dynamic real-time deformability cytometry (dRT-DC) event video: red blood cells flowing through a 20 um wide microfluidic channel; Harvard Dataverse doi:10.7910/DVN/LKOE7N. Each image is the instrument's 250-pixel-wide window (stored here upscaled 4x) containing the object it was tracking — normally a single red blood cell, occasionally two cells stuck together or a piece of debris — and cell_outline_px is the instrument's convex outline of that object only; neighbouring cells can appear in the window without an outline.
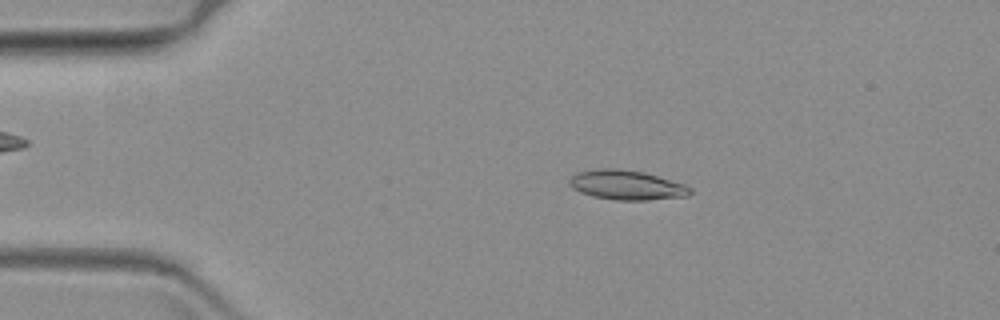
{"species": "common noctule bat (a hibernating species)", "species_latin": "Nyctalus noctula", "temperature_condition": "warm", "stored_images_in_passage": 62, "camera_frame_rate_fps": 3000, "um_per_image_px": 0.085, "animal": {"sex": "female", "body_mass_g": 19.3, "forearm_length_mm": 54.1}, "frame": {"image": 1, "passage_image": 12, "time_ms": 3.667, "image_size_px": [1000, 320], "cell_outline_px": [[692, 192], [688, 196], [648, 200], [616, 200], [592, 196], [580, 192], [572, 188], [568, 184], [568, 180], [576, 172], [592, 168], [620, 168], [644, 172], [684, 184], [692, 188]], "centroid_in_image_um": [53.22, 15.72], "position_along_channel_um": 31.8, "area_um2": 21.1}}
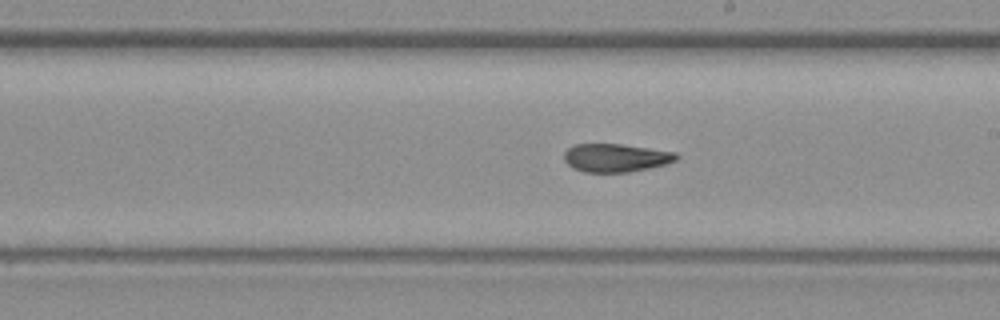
{"frame": {"image": 2, "passage_image": 35, "time_ms": 11.333, "image_size_px": [1000, 320], "cell_outline_px": [[680, 156], [676, 160], [664, 164], [648, 168], [628, 172], [584, 172], [572, 168], [564, 160], [564, 152], [572, 144], [620, 144], [676, 152]], "centroid_in_image_um": [52.31, 13.41], "position_along_channel_um": 236.7, "area_um2": 18.44}}
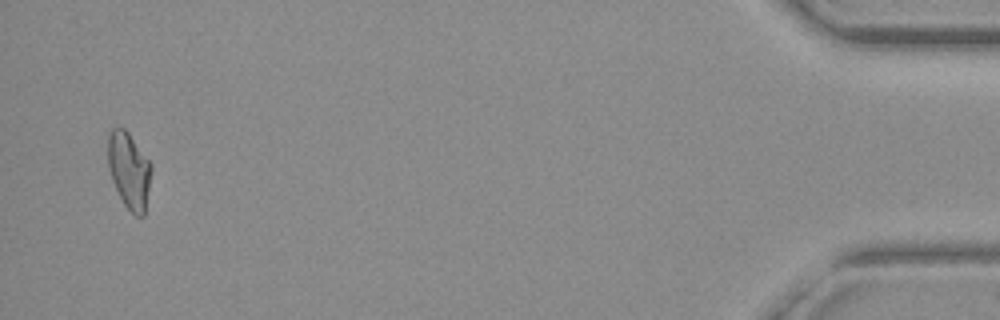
{"frame": {"image": 3, "passage_image": 60, "time_ms": 19.667, "image_size_px": [1000, 320], "cell_outline_px": [[152, 168], [144, 216], [136, 216], [124, 204], [112, 180], [108, 168], [108, 132], [116, 124], [124, 128], [128, 132], [152, 164]], "centroid_in_image_um": [10.96, 14.43], "position_along_channel_um": 424.2, "area_um2": 19.36}}